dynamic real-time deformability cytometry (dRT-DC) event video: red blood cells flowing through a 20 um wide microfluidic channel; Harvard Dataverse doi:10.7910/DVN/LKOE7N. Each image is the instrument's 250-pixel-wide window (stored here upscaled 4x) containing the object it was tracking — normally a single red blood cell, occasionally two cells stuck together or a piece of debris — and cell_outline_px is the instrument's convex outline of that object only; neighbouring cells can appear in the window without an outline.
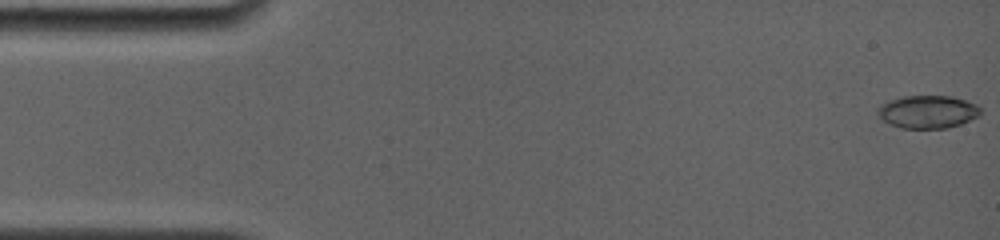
{"species": "common noctule bat (a hibernating species)", "species_latin": "Nyctalus noctula", "temperature_condition": "room temperature", "stored_images_in_passage": 49, "camera_frame_rate_fps": 4000, "um_per_image_px": 0.085, "animal": {"sex": "female", "body_mass_g": 19.0, "forearm_length_mm": 56.7}, "frame": {"image": 1, "passage_image": 1, "time_ms": 0.0, "image_size_px": [1000, 240], "cell_outline_px": [[980, 112], [976, 116], [960, 124], [948, 128], [900, 128], [888, 124], [876, 112], [880, 104], [904, 96], [952, 96], [976, 104], [980, 108]], "centroid_in_image_um": [78.82, 9.5], "position_along_channel_um": 6.2, "area_um2": 19.48}}
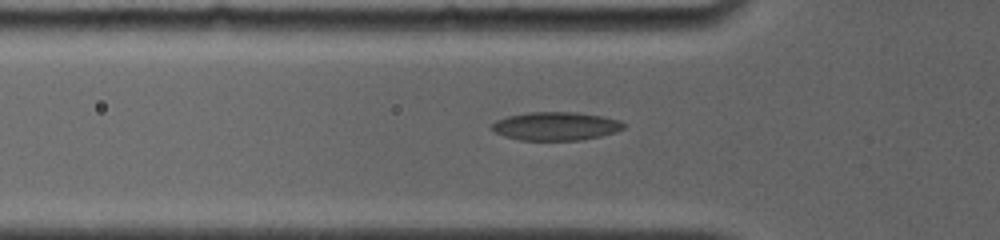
{"frame": {"image": 2, "passage_image": 29, "time_ms": 5.25, "image_size_px": [1000, 240], "cell_outline_px": [[628, 124], [624, 128], [616, 132], [600, 136], [580, 140], [520, 140], [504, 136], [496, 132], [492, 128], [492, 124], [496, 120], [508, 116], [528, 112], [576, 112], [600, 116], [620, 120]], "centroid_in_image_um": [47.28, 10.72], "position_along_channel_um": 78.5, "area_um2": 21.79}}
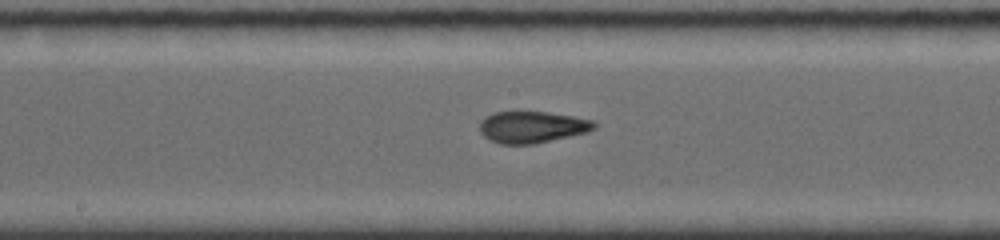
{"frame": {"image": 3, "passage_image": 48, "time_ms": 8.5, "image_size_px": [1000, 240], "cell_outline_px": [[596, 128], [588, 132], [536, 144], [500, 144], [484, 136], [480, 132], [480, 120], [484, 116], [496, 112], [548, 112], [572, 116], [592, 120], [596, 124]], "centroid_in_image_um": [45.23, 10.8], "position_along_channel_um": 203.0, "area_um2": 21.15}}